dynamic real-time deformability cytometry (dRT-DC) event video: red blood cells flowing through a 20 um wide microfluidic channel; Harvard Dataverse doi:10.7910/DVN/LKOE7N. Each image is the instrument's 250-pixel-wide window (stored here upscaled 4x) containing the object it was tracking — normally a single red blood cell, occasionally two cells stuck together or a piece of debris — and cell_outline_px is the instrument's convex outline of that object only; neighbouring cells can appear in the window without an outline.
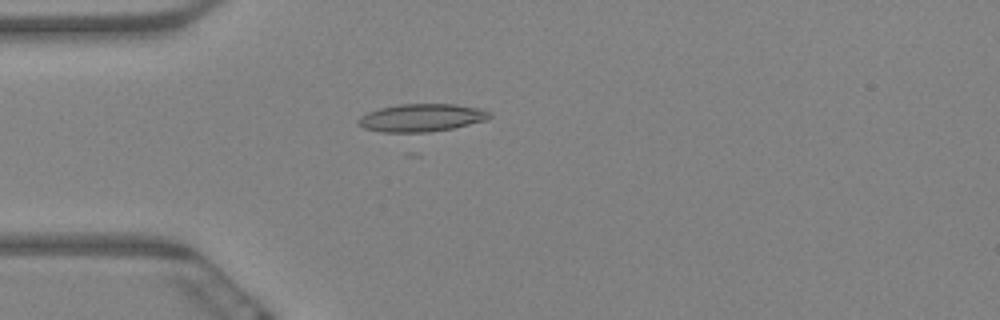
{"species": "Egyptian fruit bat (a non-hibernating species)", "species_latin": "Rousettus aegyptiacus", "temperature_condition": "warm", "stored_images_in_passage": 62, "camera_frame_rate_fps": 3000, "um_per_image_px": 0.085, "animal": {"sex": "female"}, "frame": {"image": 1, "passage_image": 17, "time_ms": 5.333, "image_size_px": [1000, 320], "cell_outline_px": [[492, 116], [488, 120], [452, 128], [412, 136], [404, 136], [380, 132], [364, 128], [356, 124], [356, 120], [360, 116], [368, 112], [380, 108], [400, 104], [456, 104], [476, 108], [492, 112]], "centroid_in_image_um": [35.77, 10.06], "position_along_channel_um": 49.2, "area_um2": 22.25}}
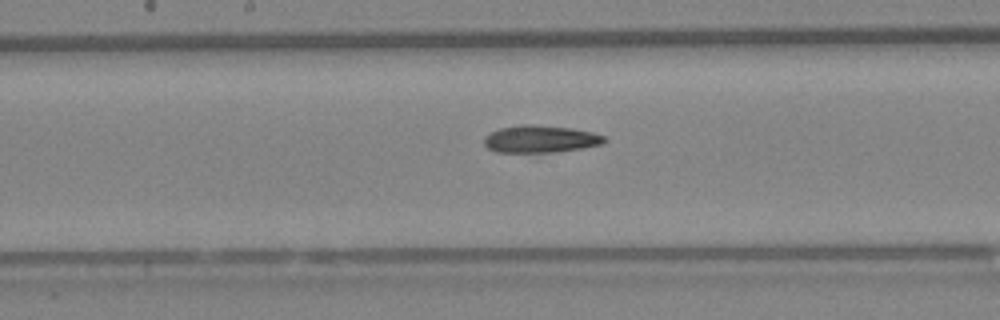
{"frame": {"image": 2, "passage_image": 32, "time_ms": 10.333, "image_size_px": [1000, 320], "cell_outline_px": [[608, 140], [600, 144], [580, 148], [552, 152], [496, 152], [488, 148], [484, 144], [484, 136], [500, 128], [516, 124], [532, 124], [572, 128], [592, 132], [604, 136]], "centroid_in_image_um": [45.9, 11.8], "position_along_channel_um": 202.3, "area_um2": 19.07}}
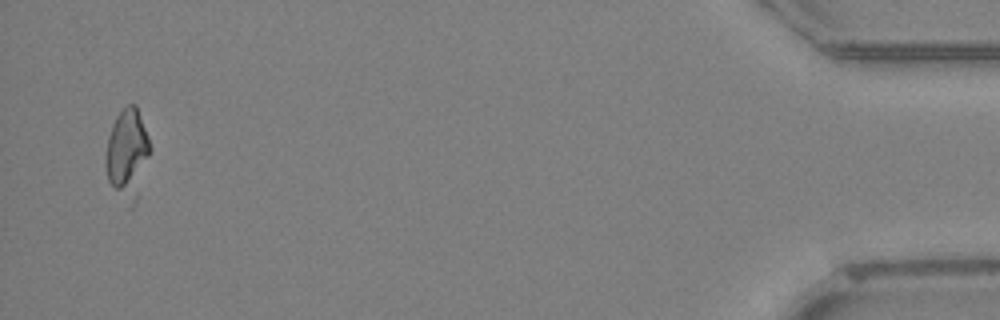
{"frame": {"image": 3, "passage_image": 60, "time_ms": 19.667, "image_size_px": [1000, 320], "cell_outline_px": [[152, 148], [148, 156], [124, 184], [120, 188], [116, 188], [108, 180], [104, 164], [104, 160], [108, 136], [112, 124], [116, 116], [128, 104], [136, 104], [148, 136]], "centroid_in_image_um": [10.71, 12.42], "position_along_channel_um": 424.5, "area_um2": 18.73}}